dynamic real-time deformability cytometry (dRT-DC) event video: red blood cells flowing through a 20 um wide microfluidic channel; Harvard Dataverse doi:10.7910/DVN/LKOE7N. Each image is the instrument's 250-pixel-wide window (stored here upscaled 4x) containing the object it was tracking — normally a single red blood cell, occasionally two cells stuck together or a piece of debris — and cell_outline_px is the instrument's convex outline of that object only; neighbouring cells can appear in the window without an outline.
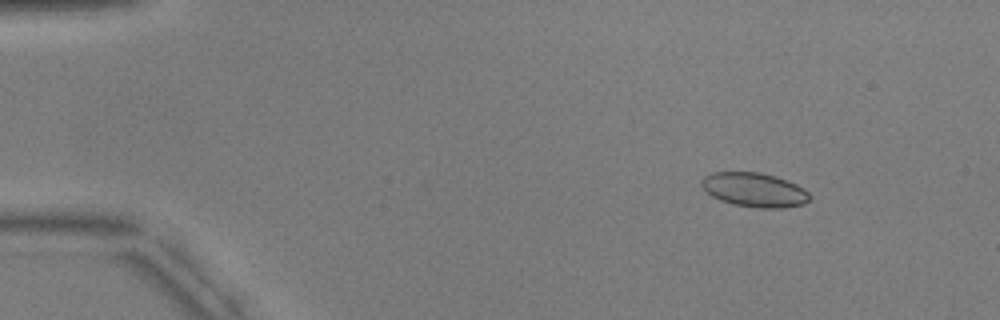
{"species": "common noctule bat (a hibernating species)", "species_latin": "Nyctalus noctula", "temperature_condition": "warm", "stored_images_in_passage": 5, "camera_frame_rate_fps": 3000, "um_per_image_px": 0.085, "animal": {"sex": "male", "body_mass_g": 17.9, "forearm_length_mm": 54.2}, "frame": {"image": 1, "passage_image": 2, "time_ms": 2.0, "image_size_px": [1000, 320], "cell_outline_px": [[812, 200], [804, 204], [780, 208], [760, 208], [732, 204], [720, 200], [712, 196], [700, 184], [700, 180], [704, 176], [712, 172], [760, 172], [776, 176], [796, 184], [804, 188], [812, 196]], "centroid_in_image_um": [64.15, 16.13], "position_along_channel_um": 20.9, "area_um2": 21.73}}